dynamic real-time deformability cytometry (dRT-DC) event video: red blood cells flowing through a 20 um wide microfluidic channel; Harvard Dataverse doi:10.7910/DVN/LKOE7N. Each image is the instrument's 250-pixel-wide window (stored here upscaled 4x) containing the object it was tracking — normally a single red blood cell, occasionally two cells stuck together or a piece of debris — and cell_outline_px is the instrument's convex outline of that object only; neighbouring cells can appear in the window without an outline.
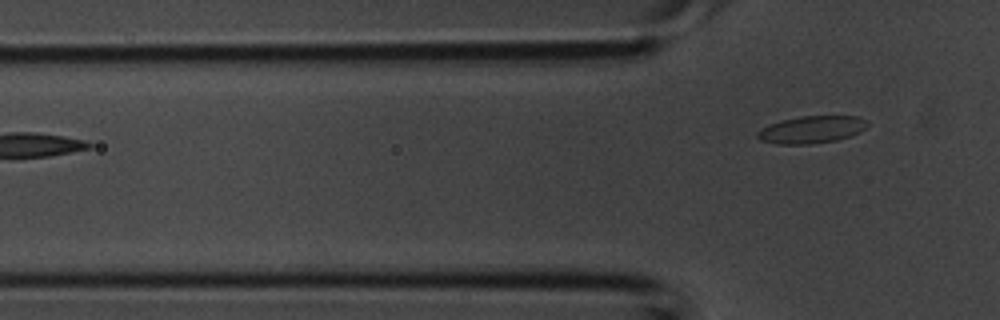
{"species": "common noctule bat (a hibernating species)", "species_latin": "Nyctalus noctula", "temperature_condition": "room temperature", "stored_images_in_passage": 2, "camera_frame_rate_fps": 3000, "um_per_image_px": 0.085, "animal": {"sex": "male", "body_mass_g": 20.1, "forearm_length_mm": 53.5}, "frame": {"image": 1, "passage_image": 2, "time_ms": 0.333, "image_size_px": [1000, 320], "cell_outline_px": [[868, 124], [860, 132], [836, 140], [808, 144], [776, 144], [760, 140], [756, 136], [756, 132], [760, 128], [768, 124], [780, 120], [800, 116], [860, 116], [868, 120]], "centroid_in_image_um": [68.94, 11.0], "position_along_channel_um": 56.9, "area_um2": 17.63}}